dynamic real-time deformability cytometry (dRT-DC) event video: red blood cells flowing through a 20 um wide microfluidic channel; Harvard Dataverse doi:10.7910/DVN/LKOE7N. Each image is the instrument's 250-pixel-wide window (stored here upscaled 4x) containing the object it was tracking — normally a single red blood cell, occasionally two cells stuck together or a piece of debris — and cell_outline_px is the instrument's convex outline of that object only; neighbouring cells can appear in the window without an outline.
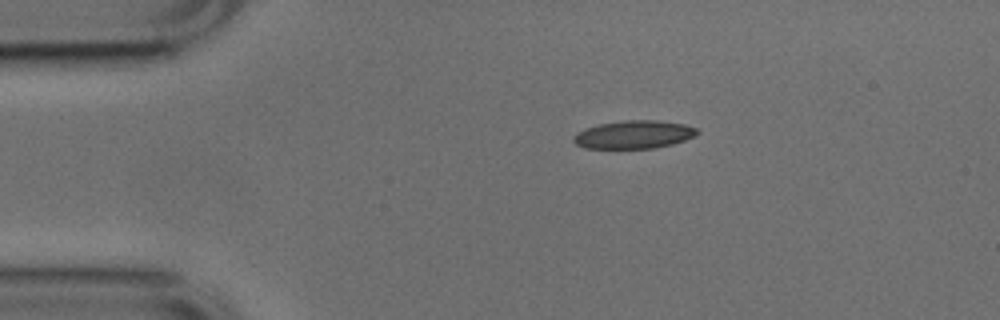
{"species": "common noctule bat (a hibernating species)", "species_latin": "Nyctalus noctula", "temperature_condition": "cold", "stored_images_in_passage": 43, "camera_frame_rate_fps": 3000, "um_per_image_px": 0.085, "animal": {"sex": "male", "body_mass_g": 17.9, "forearm_length_mm": 54.2}, "frame": {"image": 1, "passage_image": 1, "time_ms": 0.0, "image_size_px": [1000, 320], "cell_outline_px": [[700, 132], [684, 140], [672, 144], [652, 148], [584, 148], [576, 144], [572, 140], [572, 136], [576, 132], [584, 128], [600, 124], [624, 120], [656, 120], [684, 124], [696, 128]], "centroid_in_image_um": [53.83, 11.43], "position_along_channel_um": 31.2, "area_um2": 20.17}}
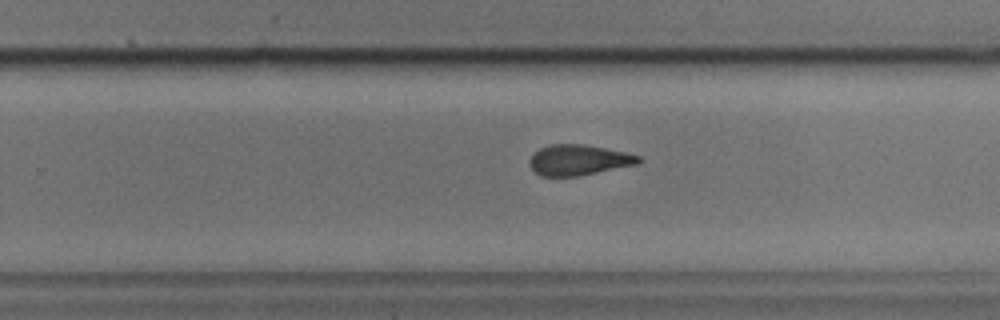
{"frame": {"image": 2, "passage_image": 24, "time_ms": 7.667, "image_size_px": [1000, 320], "cell_outline_px": [[644, 160], [636, 164], [580, 176], [540, 176], [528, 164], [528, 160], [540, 148], [552, 144], [584, 144], [624, 152], [640, 156]], "centroid_in_image_um": [49.18, 13.6], "position_along_channel_um": 280.6, "area_um2": 19.31}}
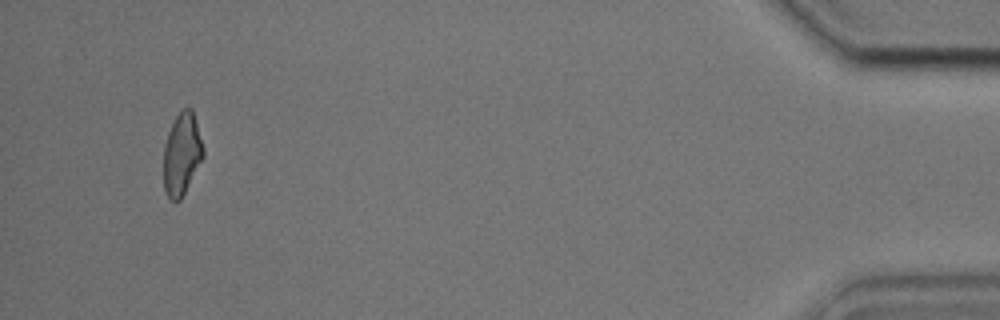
{"frame": {"image": 3, "passage_image": 41, "time_ms": 13.333, "image_size_px": [1000, 320], "cell_outline_px": [[204, 156], [180, 200], [172, 200], [168, 196], [164, 188], [164, 144], [168, 132], [176, 116], [184, 108], [192, 108], [204, 148]], "centroid_in_image_um": [15.46, 13.07], "position_along_channel_um": 419.7, "area_um2": 18.73}, "authors_computed_cell_mechanics": {"area_um2": 20.1722, "velocity_mm_per_s": 3.8094, "shape_relaxation_time_tau1_ms": 5.0301, "shape_relaxation_time_tau2_ms": 2.1777, "deformation_change_tau1": 0.1609, "deformation_change_tau2": 0.1057}}